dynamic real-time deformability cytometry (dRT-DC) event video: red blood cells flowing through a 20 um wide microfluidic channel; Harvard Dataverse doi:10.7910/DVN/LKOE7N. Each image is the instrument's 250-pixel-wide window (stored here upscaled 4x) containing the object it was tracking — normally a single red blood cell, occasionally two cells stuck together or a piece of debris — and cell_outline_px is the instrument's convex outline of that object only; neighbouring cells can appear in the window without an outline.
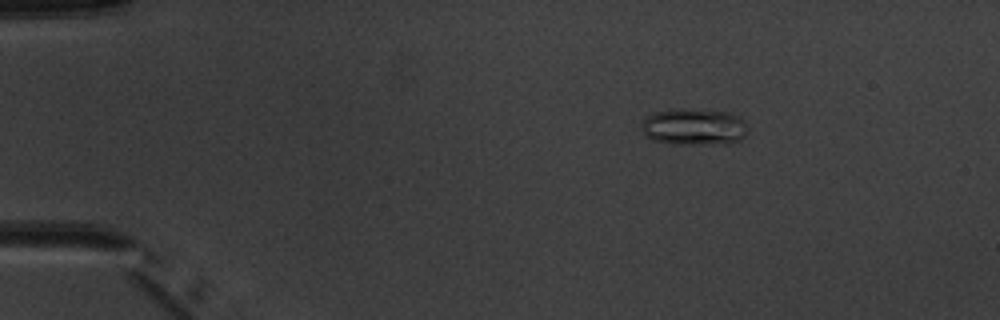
{"species": "common noctule bat (a hibernating species)", "species_latin": "Nyctalus noctula", "temperature_condition": "warm", "stored_images_in_passage": 3, "camera_frame_rate_fps": 3000, "um_per_image_px": 0.085, "animal": {"sex": "male", "body_mass_g": 20.1, "forearm_length_mm": 53.5}, "frame": {"image": 1, "passage_image": 1, "time_ms": 0.0, "image_size_px": [1000, 320], "cell_outline_px": [[748, 132], [740, 140], [692, 144], [672, 144], [652, 140], [644, 132], [644, 120], [652, 112], [672, 108], [684, 108], [728, 112], [744, 120], [748, 128]], "centroid_in_image_um": [58.98, 10.75], "position_along_channel_um": 26.0, "area_um2": 22.37}}
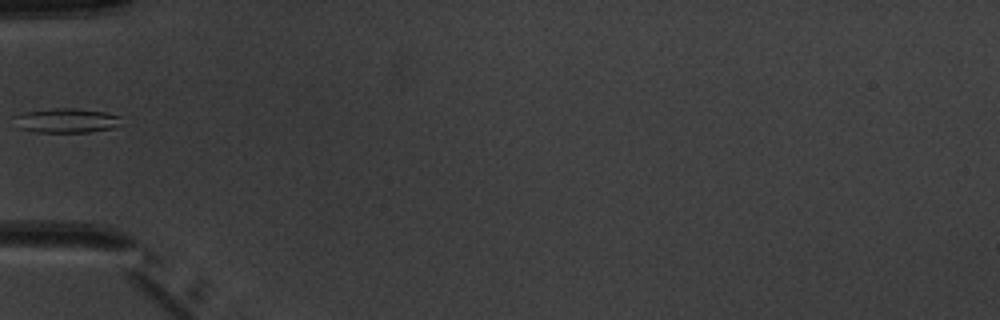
{"frame": {"image": 2, "passage_image": 3, "time_ms": 3.333, "image_size_px": [1000, 320], "cell_outline_px": [[120, 116], [116, 124], [112, 128], [88, 132], [36, 132], [20, 128], [16, 116], [24, 112], [52, 108], [76, 108], [104, 112]], "centroid_in_image_um": [5.64, 10.24], "position_along_channel_um": 79.4, "area_um2": 14.8}}